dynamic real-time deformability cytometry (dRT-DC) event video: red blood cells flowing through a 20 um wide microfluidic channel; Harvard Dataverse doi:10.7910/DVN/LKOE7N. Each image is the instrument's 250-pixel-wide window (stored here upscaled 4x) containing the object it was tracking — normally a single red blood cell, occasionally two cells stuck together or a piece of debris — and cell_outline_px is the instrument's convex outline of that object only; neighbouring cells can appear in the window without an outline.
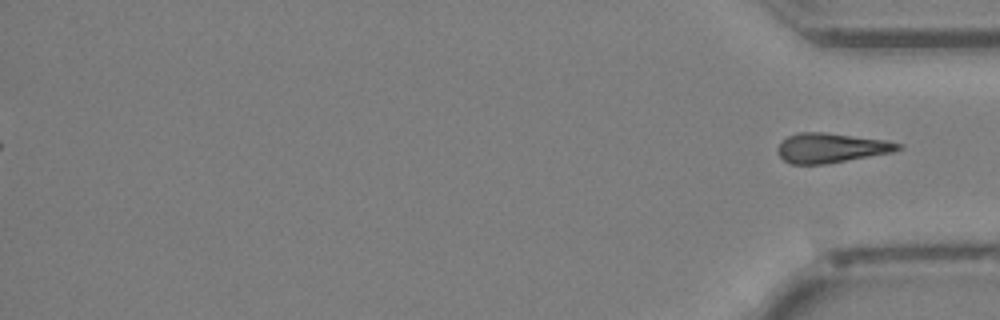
{"species": "Egyptian fruit bat (a non-hibernating species)", "species_latin": "Rousettus aegyptiacus", "temperature_condition": "cold", "stored_images_in_passage": 33, "camera_frame_rate_fps": 3000, "um_per_image_px": 0.085, "animal": {"sex": "female"}, "frame": {"image": 1, "passage_image": 33, "time_ms": 10.667, "image_size_px": [1000, 320], "cell_outline_px": [[904, 148], [892, 152], [824, 164], [792, 164], [784, 160], [776, 152], [776, 148], [780, 140], [788, 136], [800, 132], [824, 132], [884, 140], [904, 144]], "centroid_in_image_um": [70.61, 12.56], "position_along_channel_um": 364.6, "area_um2": 20.81}}